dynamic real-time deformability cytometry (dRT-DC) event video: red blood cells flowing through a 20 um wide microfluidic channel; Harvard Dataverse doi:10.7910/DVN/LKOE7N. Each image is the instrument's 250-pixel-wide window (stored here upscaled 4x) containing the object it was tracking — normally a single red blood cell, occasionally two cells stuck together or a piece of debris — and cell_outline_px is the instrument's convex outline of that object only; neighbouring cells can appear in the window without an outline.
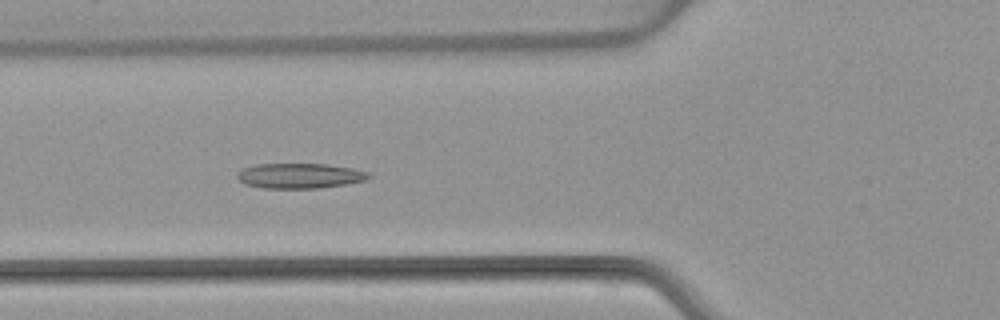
{"species": "common noctule bat (a hibernating species)", "species_latin": "Nyctalus noctula", "temperature_condition": "warm", "stored_images_in_passage": 53, "camera_frame_rate_fps": 3000, "um_per_image_px": 0.085, "animal": {"sex": "female", "body_mass_g": 22.7, "forearm_length_mm": 54.2}, "frame": {"image": 1, "passage_image": 20, "time_ms": 6.333, "image_size_px": [1000, 320], "cell_outline_px": [[372, 176], [364, 180], [344, 184], [320, 188], [264, 188], [244, 184], [236, 176], [236, 172], [244, 168], [256, 164], [328, 164], [352, 168], [368, 172]], "centroid_in_image_um": [25.45, 14.94], "position_along_channel_um": 100.3, "area_um2": 19.19}}
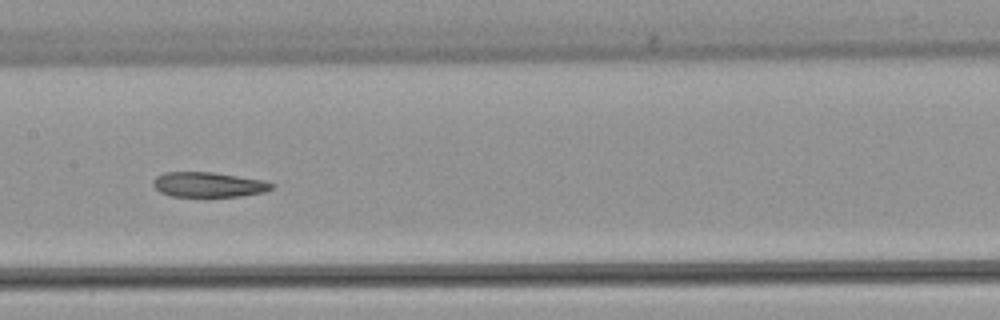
{"frame": {"image": 2, "passage_image": 27, "time_ms": 8.667, "image_size_px": [1000, 320], "cell_outline_px": [[276, 184], [272, 188], [264, 192], [240, 196], [172, 196], [160, 192], [152, 184], [152, 180], [156, 176], [164, 172], [212, 172], [264, 180]], "centroid_in_image_um": [17.72, 15.68], "position_along_channel_um": 189.7, "area_um2": 17.22}}
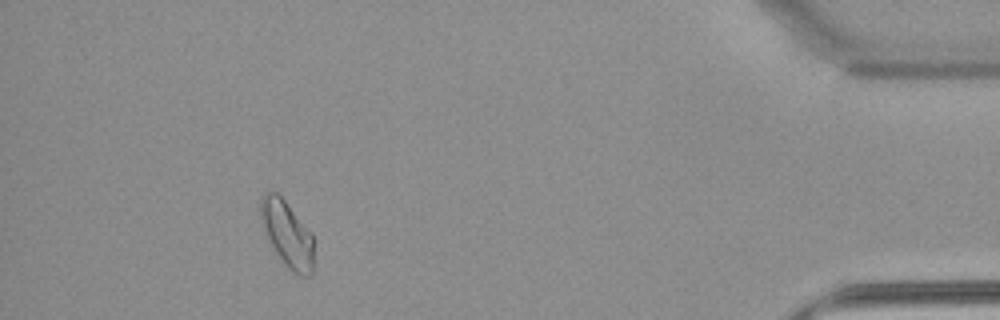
{"frame": {"image": 3, "passage_image": 49, "time_ms": 16.0, "image_size_px": [1000, 320], "cell_outline_px": [[312, 272], [308, 276], [300, 276], [288, 268], [284, 264], [268, 240], [260, 216], [260, 200], [264, 192], [268, 188], [276, 192], [284, 200], [312, 232]], "centroid_in_image_um": [24.38, 19.84], "position_along_channel_um": 410.8, "area_um2": 20.29}}